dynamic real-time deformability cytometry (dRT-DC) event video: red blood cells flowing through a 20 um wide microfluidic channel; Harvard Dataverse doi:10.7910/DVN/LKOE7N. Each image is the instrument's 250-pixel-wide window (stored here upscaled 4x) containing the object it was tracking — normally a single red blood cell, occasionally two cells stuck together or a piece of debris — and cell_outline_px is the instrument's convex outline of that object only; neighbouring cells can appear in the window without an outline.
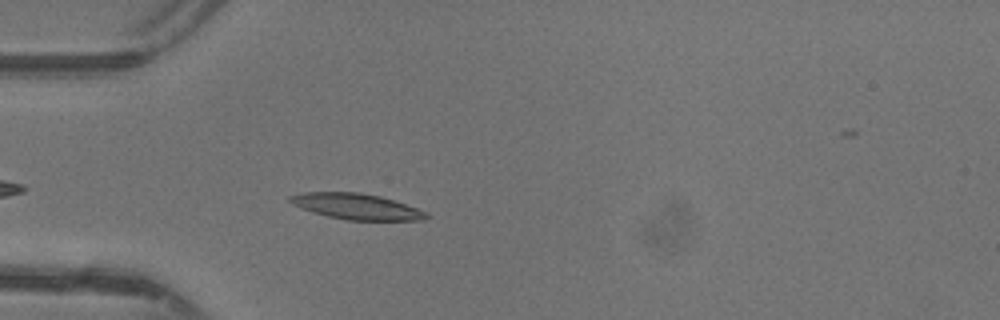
{"species": "common noctule bat (a hibernating species)", "species_latin": "Nyctalus noctula", "temperature_condition": "warm", "stored_images_in_passage": 38, "camera_frame_rate_fps": 3000, "um_per_image_px": 0.085, "animal": {"sex": "female"}, "frame": {"image": 1, "passage_image": 4, "time_ms": 1.0, "image_size_px": [1000, 320], "cell_outline_px": [[432, 216], [424, 220], [348, 220], [328, 216], [312, 212], [292, 204], [288, 200], [288, 196], [304, 192], [360, 192], [380, 196], [428, 212]], "centroid_in_image_um": [30.3, 17.55], "position_along_channel_um": 54.7, "area_um2": 20.46}}
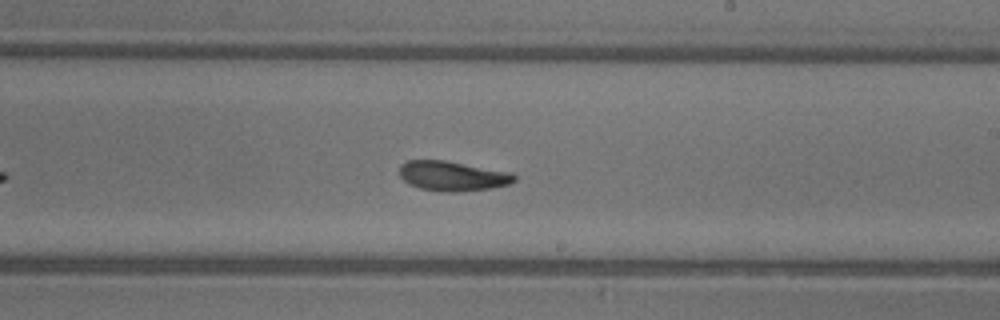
{"frame": {"image": 2, "passage_image": 18, "time_ms": 5.667, "image_size_px": [1000, 320], "cell_outline_px": [[516, 180], [508, 184], [492, 188], [460, 192], [444, 192], [420, 188], [408, 184], [400, 176], [400, 164], [408, 160], [444, 160], [512, 172], [516, 176]], "centroid_in_image_um": [38.47, 14.96], "position_along_channel_um": 250.5, "area_um2": 20.06}}
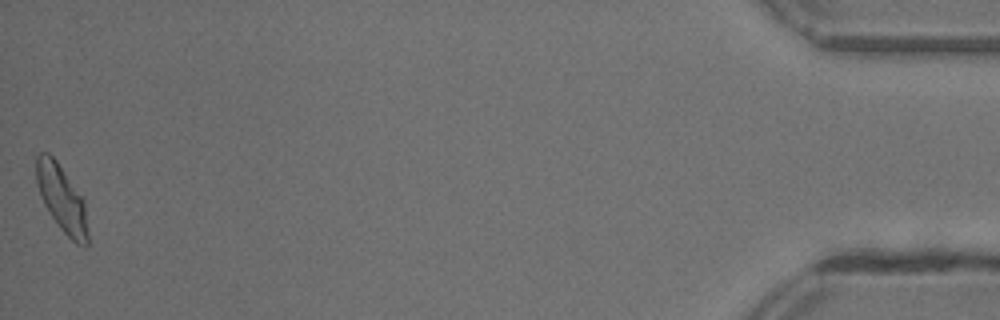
{"frame": {"image": 3, "passage_image": 37, "time_ms": 12.0, "image_size_px": [1000, 320], "cell_outline_px": [[88, 244], [84, 248], [76, 244], [60, 228], [44, 204], [36, 180], [36, 156], [40, 152], [48, 152], [56, 160], [84, 200], [88, 232]], "centroid_in_image_um": [5.26, 16.9], "position_along_channel_um": 429.9, "area_um2": 19.77}}